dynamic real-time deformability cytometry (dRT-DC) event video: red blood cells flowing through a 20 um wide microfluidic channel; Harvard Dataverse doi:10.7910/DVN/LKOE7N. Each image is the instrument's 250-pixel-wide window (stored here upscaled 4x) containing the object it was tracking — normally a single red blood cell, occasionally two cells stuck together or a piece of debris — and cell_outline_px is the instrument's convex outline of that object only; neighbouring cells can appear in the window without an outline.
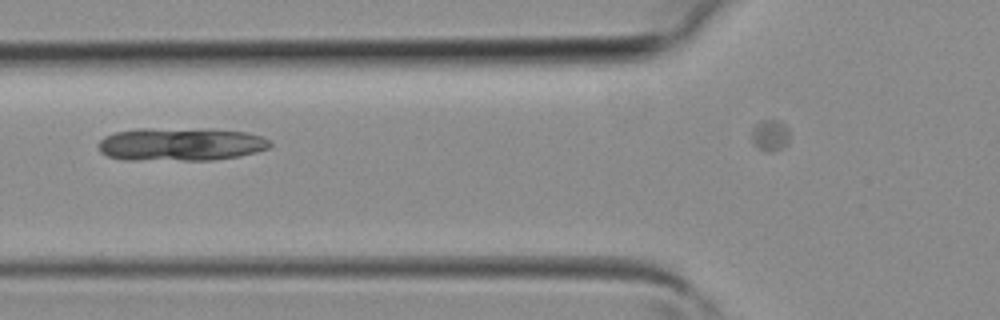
{"species": "common noctule bat (a hibernating species)", "species_latin": "Nyctalus noctula", "temperature_condition": "room temperature", "stored_images_in_passage": 4, "camera_frame_rate_fps": 3000, "um_per_image_px": 0.085, "animal": {"sex": "female", "body_mass_g": 19.3, "forearm_length_mm": 54.1}, "frame": {"image": 1, "passage_image": 2, "time_ms": 0.333, "image_size_px": [1000, 320], "cell_outline_px": [[272, 144], [268, 148], [256, 152], [240, 156], [212, 160], [124, 160], [108, 156], [100, 152], [100, 140], [104, 136], [116, 132], [136, 128], [212, 128], [244, 132], [260, 136], [268, 140]], "centroid_in_image_um": [15.35, 12.25], "position_along_channel_um": 110.4, "area_um2": 33.58}}